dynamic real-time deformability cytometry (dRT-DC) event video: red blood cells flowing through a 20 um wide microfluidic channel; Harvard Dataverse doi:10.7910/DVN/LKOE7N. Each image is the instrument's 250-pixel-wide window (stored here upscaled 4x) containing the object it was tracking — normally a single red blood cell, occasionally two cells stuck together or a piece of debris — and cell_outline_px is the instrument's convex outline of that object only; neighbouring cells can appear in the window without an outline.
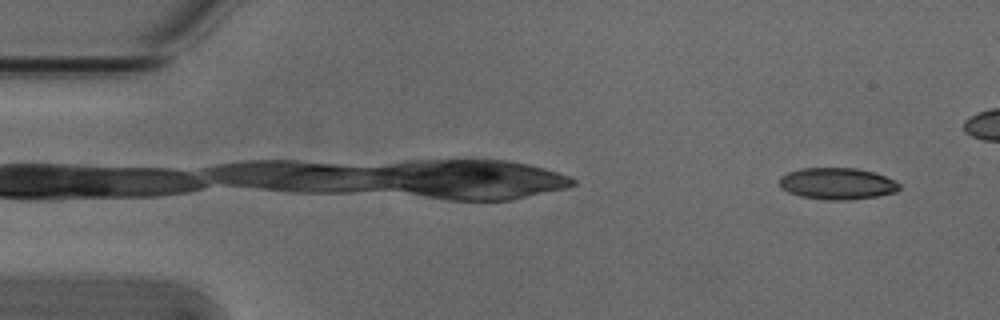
{"species": "Egyptian fruit bat (a non-hibernating species)", "species_latin": "Rousettus aegyptiacus", "temperature_condition": "cold", "stored_images_in_passage": 4, "camera_frame_rate_fps": 3000, "um_per_image_px": 0.085, "animal": {"sex": "male"}, "frame": {"image": 1, "passage_image": 4, "time_ms": 1.0, "image_size_px": [1000, 320], "cell_outline_px": [[900, 188], [896, 192], [876, 196], [848, 200], [828, 200], [800, 196], [788, 192], [780, 188], [776, 184], [776, 180], [780, 176], [788, 172], [800, 168], [856, 168], [872, 172], [884, 176], [900, 184]], "centroid_in_image_um": [71.07, 15.61], "position_along_channel_um": 13.9, "area_um2": 22.25}}